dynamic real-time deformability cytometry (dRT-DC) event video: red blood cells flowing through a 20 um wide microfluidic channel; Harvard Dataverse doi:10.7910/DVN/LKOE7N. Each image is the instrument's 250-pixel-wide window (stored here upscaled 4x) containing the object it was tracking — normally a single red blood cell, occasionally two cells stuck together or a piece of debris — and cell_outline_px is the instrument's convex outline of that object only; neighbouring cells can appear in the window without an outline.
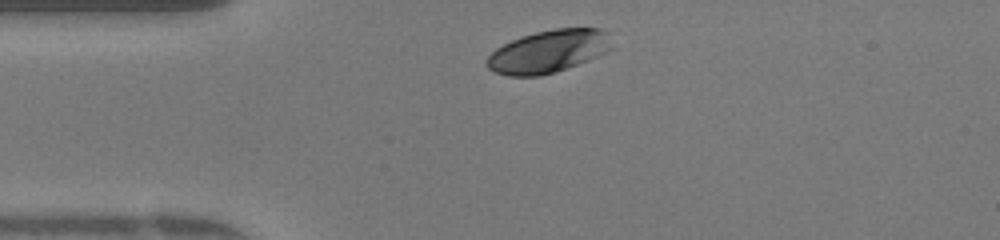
{"species": "human", "species_latin": "Homo sapiens", "temperature_condition": "warm", "stored_images_in_passage": 31, "camera_frame_rate_fps": 3000, "um_per_image_px": 0.085, "donor": {"sex": "female"}, "frame": {"image": 1, "passage_image": 2, "time_ms": 0.333, "image_size_px": [1000, 240], "cell_outline_px": [[612, 48], [588, 60], [556, 72], [540, 76], [508, 76], [496, 72], [488, 68], [484, 64], [484, 60], [496, 48], [512, 40], [536, 32], [556, 28], [600, 28], [608, 32]], "centroid_in_image_um": [46.59, 4.37], "position_along_channel_um": 38.4, "area_um2": 30.98}}
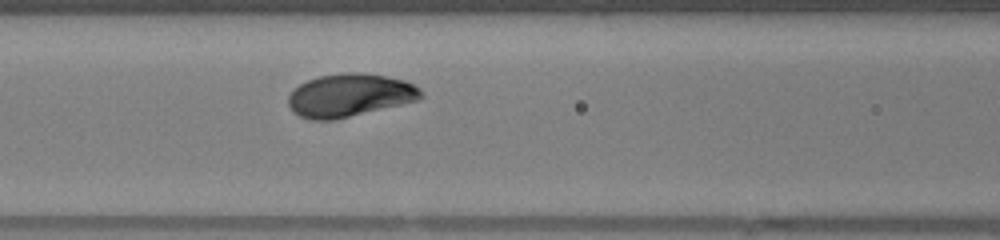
{"frame": {"image": 2, "passage_image": 11, "time_ms": 3.333, "image_size_px": [1000, 240], "cell_outline_px": [[424, 96], [420, 100], [332, 120], [312, 120], [300, 116], [292, 112], [288, 104], [288, 96], [292, 88], [316, 76], [340, 72], [356, 72], [384, 76], [404, 80], [420, 88]], "centroid_in_image_um": [29.69, 8.09], "position_along_channel_um": 136.9, "area_um2": 33.41}}
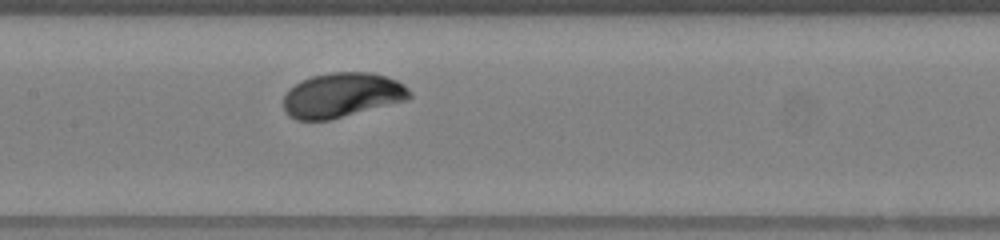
{"frame": {"image": 3, "passage_image": 14, "time_ms": 4.333, "image_size_px": [1000, 240], "cell_outline_px": [[412, 96], [408, 100], [328, 120], [296, 120], [288, 116], [284, 112], [284, 96], [288, 88], [300, 80], [312, 76], [332, 72], [372, 72], [396, 80], [404, 84], [412, 92]], "centroid_in_image_um": [29.05, 8.08], "position_along_channel_um": 178.3, "area_um2": 33.06}, "authors_computed_cell_mechanics": {"area_um2": 33.0616, "velocity_mm_per_s": 4.1466, "shape_relaxation_time_tau1_ms": 1.6387, "shape_relaxation_time_tau2_ms": null, "deformation_change_tau1": 0.13, "deformation_change_tau2": null}}